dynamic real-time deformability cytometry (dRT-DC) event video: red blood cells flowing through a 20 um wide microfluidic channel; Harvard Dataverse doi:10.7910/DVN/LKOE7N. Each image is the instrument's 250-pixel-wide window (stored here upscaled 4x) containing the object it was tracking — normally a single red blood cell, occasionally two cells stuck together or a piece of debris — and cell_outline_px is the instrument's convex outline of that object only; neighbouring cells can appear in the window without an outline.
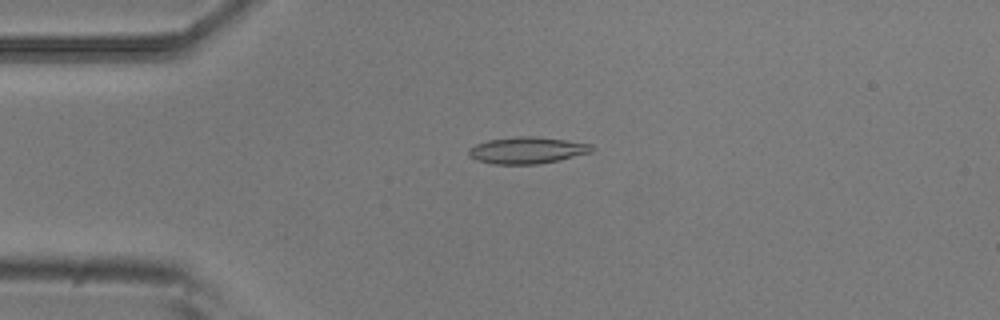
{"species": "common noctule bat (a hibernating species)", "species_latin": "Nyctalus noctula", "temperature_condition": "room temperature", "stored_images_in_passage": 5, "camera_frame_rate_fps": 3000, "um_per_image_px": 0.085, "animal": {"sex": "male", "body_mass_g": 20.5, "forearm_length_mm": 52.5}, "frame": {"image": 1, "passage_image": 4, "time_ms": 1.0, "image_size_px": [1000, 320], "cell_outline_px": [[596, 148], [592, 152], [560, 160], [540, 164], [492, 164], [476, 160], [468, 152], [468, 148], [476, 144], [488, 140], [516, 136], [536, 136], [592, 144]], "centroid_in_image_um": [44.83, 12.77], "position_along_channel_um": 40.2, "area_um2": 19.25}}